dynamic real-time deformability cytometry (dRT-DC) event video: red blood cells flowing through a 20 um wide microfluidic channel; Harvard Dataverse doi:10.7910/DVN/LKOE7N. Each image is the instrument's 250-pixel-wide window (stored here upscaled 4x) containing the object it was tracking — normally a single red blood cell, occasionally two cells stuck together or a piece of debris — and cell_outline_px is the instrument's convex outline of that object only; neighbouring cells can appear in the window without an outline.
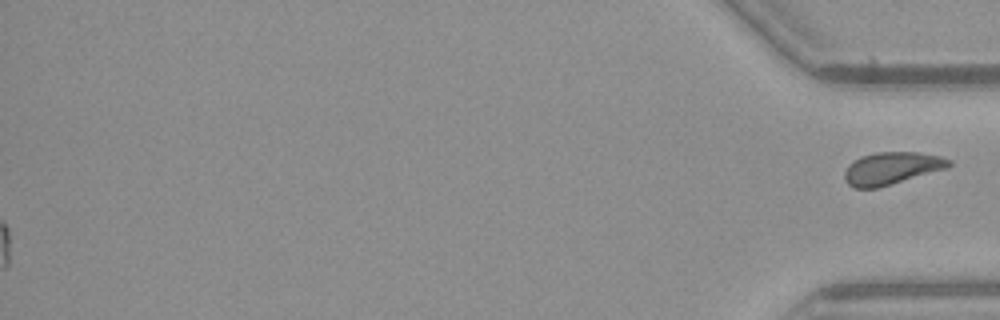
{"species": "common noctule bat (a hibernating species)", "species_latin": "Nyctalus noctula", "temperature_condition": "warm", "stored_images_in_passage": 49, "segment_of_instrument_passage": [2, 2], "camera_frame_rate_fps": 3000, "um_per_image_px": 0.085, "animal": {"sex": "female", "body_mass_g": 21.9}, "frame": {"image": 1, "passage_image": 49, "time_ms": 16.0, "image_size_px": [1000, 320], "cell_outline_px": [[952, 164], [948, 168], [876, 188], [852, 188], [844, 180], [844, 172], [848, 164], [860, 156], [876, 152], [916, 152], [940, 156], [952, 160]], "centroid_in_image_um": [75.77, 14.3], "position_along_channel_um": 359.4, "area_um2": 19.77}}